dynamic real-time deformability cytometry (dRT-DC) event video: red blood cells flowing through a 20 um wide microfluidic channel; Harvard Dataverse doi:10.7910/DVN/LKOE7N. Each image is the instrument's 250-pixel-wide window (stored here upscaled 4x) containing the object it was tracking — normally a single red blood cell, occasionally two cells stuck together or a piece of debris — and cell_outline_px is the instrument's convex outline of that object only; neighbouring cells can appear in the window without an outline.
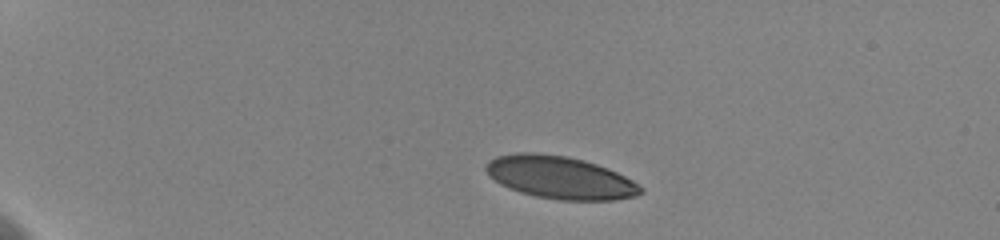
{"species": "human", "species_latin": "Homo sapiens", "temperature_condition": "cold", "stored_images_in_passage": 46, "camera_frame_rate_fps": 3000, "um_per_image_px": 0.085, "donor": {"sex": "female"}, "frame": {"image": 1, "passage_image": 1, "time_ms": 0.0, "image_size_px": [1000, 240], "cell_outline_px": [[644, 192], [636, 196], [612, 200], [560, 200], [536, 196], [520, 192], [508, 188], [500, 184], [484, 168], [484, 164], [488, 160], [496, 156], [516, 152], [536, 152], [568, 156], [584, 160], [608, 168], [632, 180], [644, 188]], "centroid_in_image_um": [47.6, 15.07], "position_along_channel_um": 37.4, "area_um2": 38.55}}
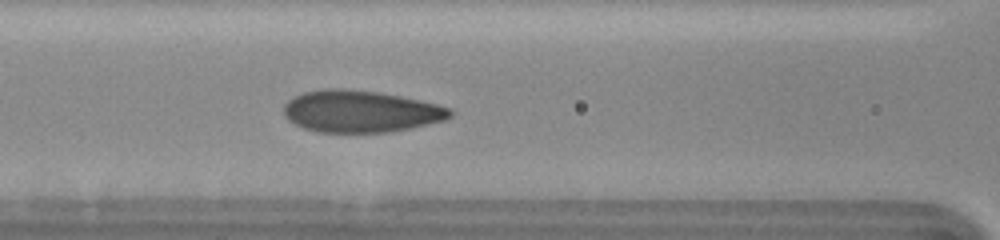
{"frame": {"image": 2, "passage_image": 16, "time_ms": 5.0, "image_size_px": [1000, 240], "cell_outline_px": [[452, 116], [444, 120], [412, 128], [388, 132], [316, 132], [304, 128], [288, 120], [284, 116], [284, 104], [288, 100], [304, 92], [324, 88], [344, 88], [376, 92], [400, 96], [420, 100], [452, 108]], "centroid_in_image_um": [30.65, 9.47], "position_along_channel_um": 136.0, "area_um2": 40.63}}
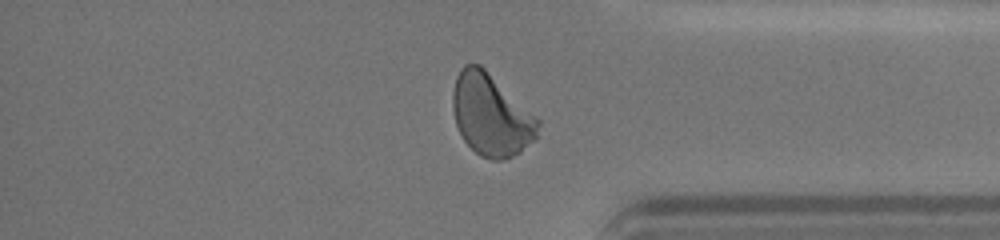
{"frame": {"image": 3, "passage_image": 38, "time_ms": 12.333, "image_size_px": [1000, 240], "cell_outline_px": [[540, 124], [536, 140], [520, 152], [504, 160], [492, 160], [480, 156], [464, 140], [456, 124], [452, 108], [452, 92], [456, 76], [460, 68], [464, 64], [480, 64], [536, 116], [540, 120]], "centroid_in_image_um": [41.74, 9.78], "position_along_channel_um": 393.5, "area_um2": 40.75}, "authors_computed_cell_mechanics": {"area_um2": 39.7086, "velocity_mm_per_s": 3.5728, "shape_relaxation_time_tau1_ms": 4.7165, "shape_relaxation_time_tau2_ms": null, "deformation_change_tau1": 0.1716, "deformation_change_tau2": null}}